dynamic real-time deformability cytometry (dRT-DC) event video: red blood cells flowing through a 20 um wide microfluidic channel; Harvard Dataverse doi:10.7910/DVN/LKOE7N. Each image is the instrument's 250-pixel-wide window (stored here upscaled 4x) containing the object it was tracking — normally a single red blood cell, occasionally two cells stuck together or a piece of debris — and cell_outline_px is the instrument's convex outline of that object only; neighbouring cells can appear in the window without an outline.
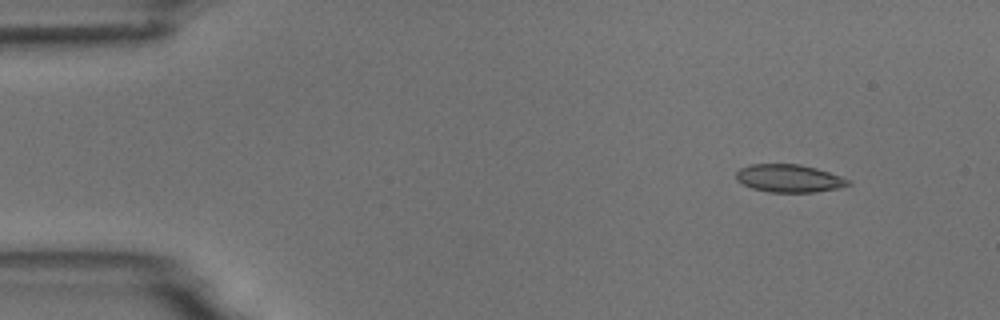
{"species": "common noctule bat (a hibernating species)", "species_latin": "Nyctalus noctula", "temperature_condition": "room temperature", "stored_images_in_passage": 4, "camera_frame_rate_fps": 3000, "um_per_image_px": 0.085, "animal": {"sex": "male", "body_mass_g": 18.8}, "frame": {"image": 1, "passage_image": 1, "time_ms": 0.0, "image_size_px": [1000, 320], "cell_outline_px": [[852, 184], [840, 188], [816, 192], [768, 192], [752, 188], [736, 180], [736, 172], [740, 168], [752, 164], [800, 164], [816, 168], [852, 180]], "centroid_in_image_um": [67.1, 15.16], "position_along_channel_um": 17.9, "area_um2": 18.26}}